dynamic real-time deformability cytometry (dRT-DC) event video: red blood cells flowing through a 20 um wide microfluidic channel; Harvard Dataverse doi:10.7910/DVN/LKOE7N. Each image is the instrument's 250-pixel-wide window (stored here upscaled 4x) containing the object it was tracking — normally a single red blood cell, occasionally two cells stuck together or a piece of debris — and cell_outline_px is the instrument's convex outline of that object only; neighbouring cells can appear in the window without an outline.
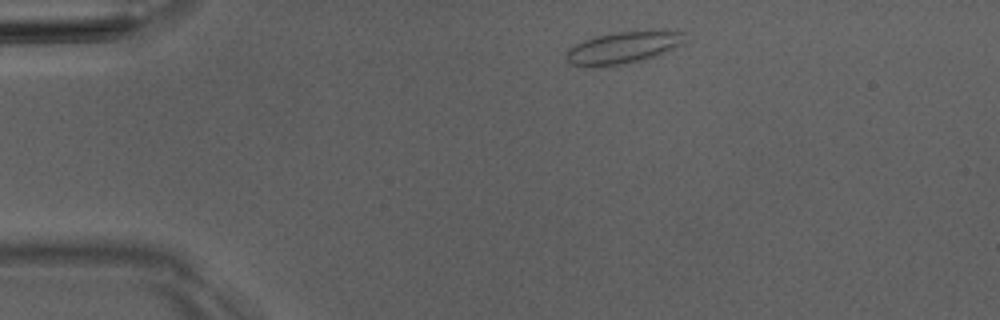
{"species": "Egyptian fruit bat (a non-hibernating species)", "species_latin": "Rousettus aegyptiacus", "temperature_condition": "room temperature", "stored_images_in_passage": 3, "camera_frame_rate_fps": 3000, "um_per_image_px": 0.085, "animal": {"sex": "male"}, "frame": {"image": 1, "passage_image": 1, "time_ms": 0.0, "image_size_px": [1000, 320], "cell_outline_px": [[684, 44], [660, 56], [644, 60], [620, 64], [592, 68], [572, 64], [564, 56], [568, 48], [584, 40], [596, 36], [616, 32], [664, 28], [684, 32]], "centroid_in_image_um": [53.05, 4.02], "position_along_channel_um": 31.9, "area_um2": 22.95}}